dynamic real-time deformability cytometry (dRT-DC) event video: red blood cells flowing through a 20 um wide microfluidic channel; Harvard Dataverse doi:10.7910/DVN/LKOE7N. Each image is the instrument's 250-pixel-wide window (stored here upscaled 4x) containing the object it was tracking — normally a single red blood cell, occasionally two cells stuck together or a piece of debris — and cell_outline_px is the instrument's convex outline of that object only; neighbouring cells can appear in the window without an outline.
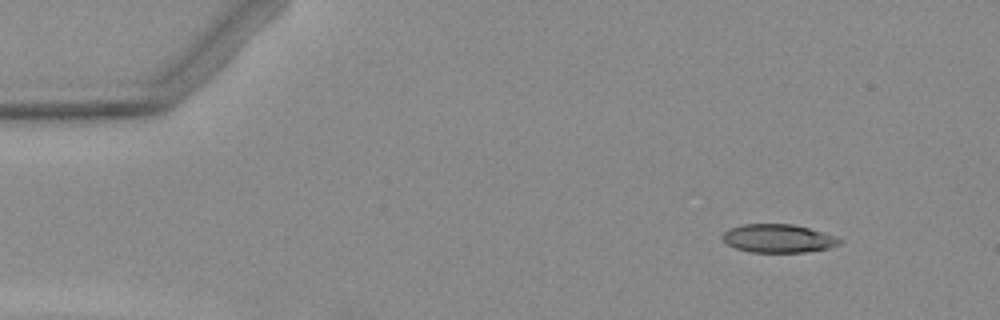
{"species": "Egyptian fruit bat (a non-hibernating species)", "species_latin": "Rousettus aegyptiacus", "temperature_condition": "warm", "stored_images_in_passage": 5, "camera_frame_rate_fps": 3000, "um_per_image_px": 0.085, "animal": {"sex": "female"}, "frame": {"image": 1, "passage_image": 1, "time_ms": 0.0, "image_size_px": [1000, 320], "cell_outline_px": [[844, 240], [840, 244], [828, 248], [804, 252], [748, 252], [736, 248], [728, 244], [720, 236], [728, 228], [740, 224], [792, 224], [808, 228], [836, 236]], "centroid_in_image_um": [66.13, 20.26], "position_along_channel_um": 18.9, "area_um2": 19.42}}
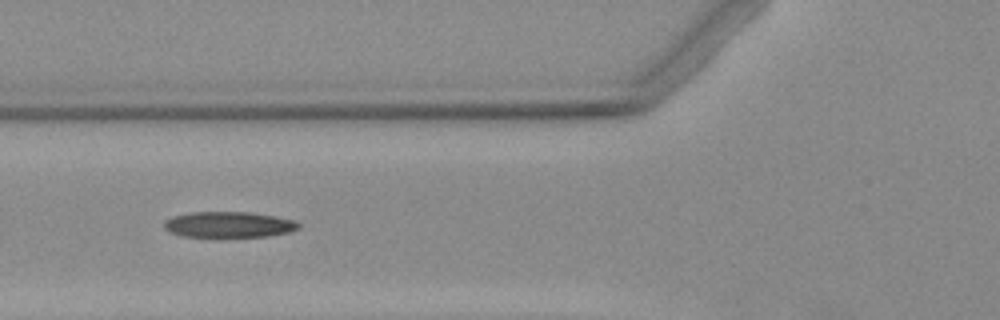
{"frame": {"image": 2, "passage_image": 5, "time_ms": 4.667, "image_size_px": [1000, 320], "cell_outline_px": [[300, 228], [288, 232], [268, 236], [180, 236], [168, 232], [164, 228], [164, 220], [172, 216], [192, 212], [248, 212], [276, 216], [296, 220], [300, 224]], "centroid_in_image_um": [19.43, 19.08], "position_along_channel_um": 106.4, "area_um2": 20.23}}